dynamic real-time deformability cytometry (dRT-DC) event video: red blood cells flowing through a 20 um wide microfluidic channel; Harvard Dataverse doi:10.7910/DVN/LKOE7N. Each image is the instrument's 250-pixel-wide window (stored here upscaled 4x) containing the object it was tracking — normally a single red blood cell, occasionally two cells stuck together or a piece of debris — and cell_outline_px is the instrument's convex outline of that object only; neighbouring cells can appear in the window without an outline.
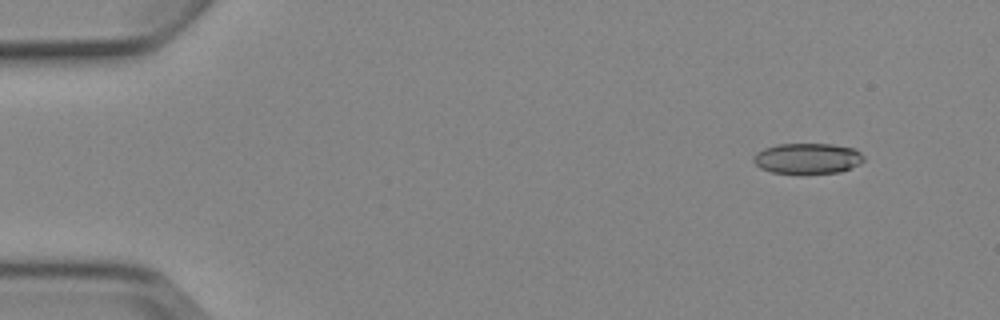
{"species": "Egyptian fruit bat (a non-hibernating species)", "species_latin": "Rousettus aegyptiacus", "temperature_condition": "cold", "stored_images_in_passage": 3, "camera_frame_rate_fps": 3000, "um_per_image_px": 0.085, "animal": {"sex": "female"}, "frame": {"image": 1, "passage_image": 1, "time_ms": 0.0, "image_size_px": [1000, 320], "cell_outline_px": [[864, 160], [860, 164], [840, 172], [772, 172], [760, 168], [752, 160], [752, 156], [756, 152], [764, 148], [776, 144], [832, 144], [856, 148], [864, 156]], "centroid_in_image_um": [68.64, 13.44], "position_along_channel_um": 16.4, "area_um2": 19.54}}